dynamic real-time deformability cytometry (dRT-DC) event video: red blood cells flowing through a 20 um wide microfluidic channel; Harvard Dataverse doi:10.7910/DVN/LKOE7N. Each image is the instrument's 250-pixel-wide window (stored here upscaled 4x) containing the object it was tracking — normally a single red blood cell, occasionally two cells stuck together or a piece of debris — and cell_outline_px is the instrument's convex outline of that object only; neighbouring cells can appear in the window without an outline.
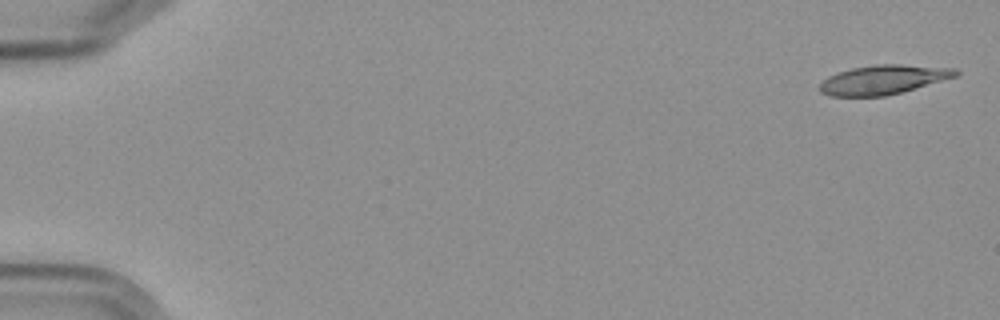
{"species": "Egyptian fruit bat (a non-hibernating species)", "species_latin": "Rousettus aegyptiacus", "temperature_condition": "cold", "stored_images_in_passage": 7, "segment_of_instrument_passage": [2, 2], "camera_frame_rate_fps": 3000, "um_per_image_px": 0.085, "frame": {"image": 1, "passage_image": 7, "time_ms": 7.667, "image_size_px": [1000, 320], "cell_outline_px": [[960, 72], [956, 76], [900, 92], [884, 96], [828, 96], [820, 92], [820, 84], [828, 76], [852, 68], [876, 64], [900, 64], [956, 68]], "centroid_in_image_um": [75.07, 6.76], "position_along_channel_um": 9.9, "area_um2": 22.89}}